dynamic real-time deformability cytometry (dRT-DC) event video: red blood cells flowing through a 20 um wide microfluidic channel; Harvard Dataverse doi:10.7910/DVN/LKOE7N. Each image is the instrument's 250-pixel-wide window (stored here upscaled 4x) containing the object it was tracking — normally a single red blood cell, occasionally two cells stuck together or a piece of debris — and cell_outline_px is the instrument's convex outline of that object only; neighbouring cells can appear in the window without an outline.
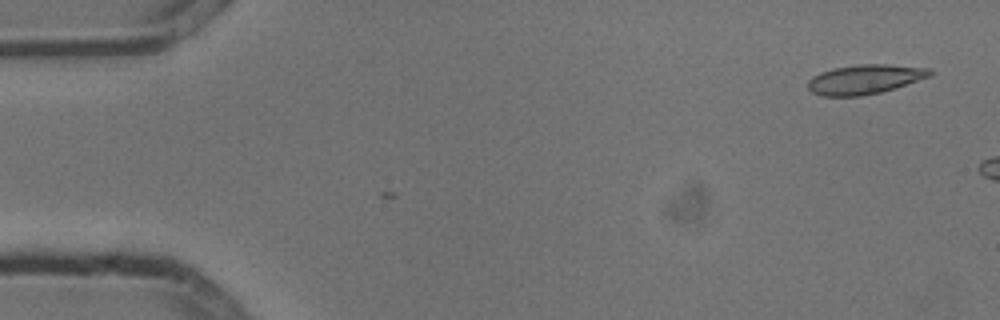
{"species": "common noctule bat (a hibernating species)", "species_latin": "Nyctalus noctula", "temperature_condition": "cold", "stored_images_in_passage": 3, "camera_frame_rate_fps": 3000, "um_per_image_px": 0.085, "animal": {"sex": "male", "body_mass_g": 13.3}, "frame": {"image": 1, "passage_image": 1, "time_ms": 0.0, "image_size_px": [1000, 320], "cell_outline_px": [[932, 76], [896, 88], [880, 92], [860, 96], [820, 96], [812, 92], [808, 88], [808, 80], [812, 76], [820, 72], [832, 68], [856, 64], [888, 64], [932, 68]], "centroid_in_image_um": [73.52, 6.73], "position_along_channel_um": 11.5, "area_um2": 21.27}}